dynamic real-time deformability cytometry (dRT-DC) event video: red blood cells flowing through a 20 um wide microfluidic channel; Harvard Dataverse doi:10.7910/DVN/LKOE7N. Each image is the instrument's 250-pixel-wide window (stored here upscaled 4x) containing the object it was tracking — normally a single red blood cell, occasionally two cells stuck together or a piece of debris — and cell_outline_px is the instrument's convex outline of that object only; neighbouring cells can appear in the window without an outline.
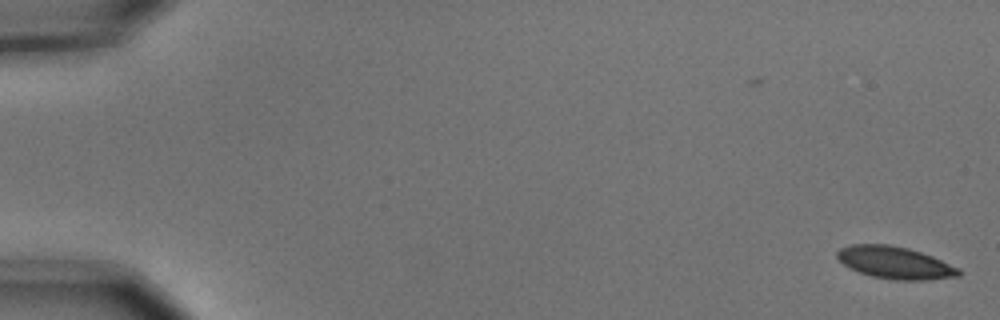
{"species": "common noctule bat (a hibernating species)", "species_latin": "Nyctalus noctula", "temperature_condition": "cold", "stored_images_in_passage": 2, "camera_frame_rate_fps": 3000, "um_per_image_px": 0.085, "animal": {"sex": "male", "body_mass_g": 15.6}, "frame": {"image": 1, "passage_image": 2, "time_ms": 0.333, "image_size_px": [1000, 320], "cell_outline_px": [[960, 276], [924, 280], [896, 280], [872, 276], [860, 272], [844, 264], [836, 256], [836, 252], [840, 248], [852, 244], [888, 244], [908, 248], [932, 256], [960, 268]], "centroid_in_image_um": [76.09, 22.32], "position_along_channel_um": 8.9, "area_um2": 22.66}}